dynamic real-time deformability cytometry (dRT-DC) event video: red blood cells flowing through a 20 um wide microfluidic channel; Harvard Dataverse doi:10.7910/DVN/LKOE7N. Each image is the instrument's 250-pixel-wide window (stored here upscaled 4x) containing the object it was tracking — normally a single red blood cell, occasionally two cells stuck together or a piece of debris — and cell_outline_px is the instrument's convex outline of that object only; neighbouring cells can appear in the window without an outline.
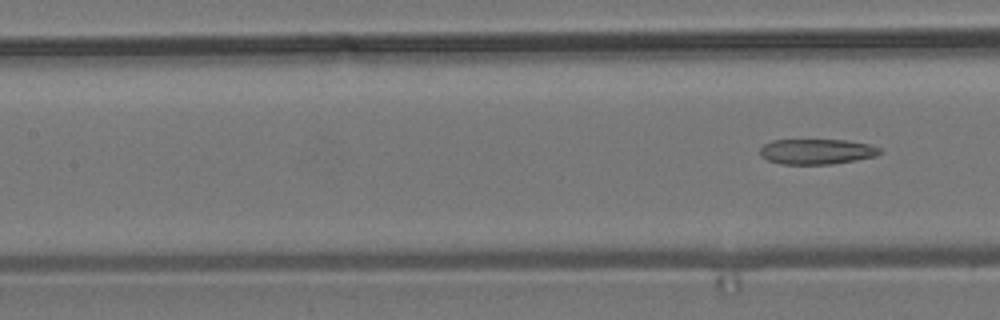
{"species": "common noctule bat (a hibernating species)", "species_latin": "Nyctalus noctula", "temperature_condition": "room temperature", "stored_images_in_passage": 4, "camera_frame_rate_fps": 3000, "um_per_image_px": 0.085, "animal": {"sex": "male", "body_mass_g": 19.2, "forearm_length_mm": 51.8}, "frame": {"image": 1, "passage_image": 4, "time_ms": 3.667, "image_size_px": [1000, 320], "cell_outline_px": [[880, 152], [876, 156], [856, 160], [832, 164], [780, 164], [768, 160], [760, 156], [760, 148], [764, 144], [772, 140], [848, 140], [868, 144], [880, 148]], "centroid_in_image_um": [69.39, 12.88], "position_along_channel_um": 138.0, "area_um2": 17.69}}